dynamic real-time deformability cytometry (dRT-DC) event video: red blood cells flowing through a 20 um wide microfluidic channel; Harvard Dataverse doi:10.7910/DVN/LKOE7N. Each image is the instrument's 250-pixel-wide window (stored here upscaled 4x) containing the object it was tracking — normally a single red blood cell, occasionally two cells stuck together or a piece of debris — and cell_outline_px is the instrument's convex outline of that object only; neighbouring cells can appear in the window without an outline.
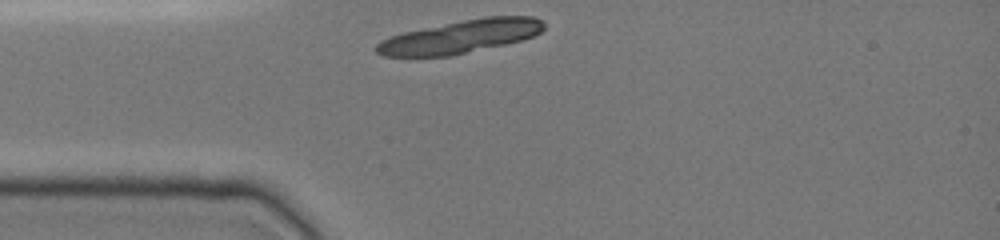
{"species": "common noctule bat (a hibernating species)", "species_latin": "Nyctalus noctula", "temperature_condition": "cold", "stored_images_in_passage": 29, "camera_frame_rate_fps": 3000, "um_per_image_px": 0.085, "animal": {"sex": "female", "body_mass_g": 19.0, "forearm_length_mm": 51.5}, "frame": {"image": 1, "passage_image": 1, "time_ms": 0.0, "image_size_px": [1000, 240], "cell_outline_px": [[544, 28], [540, 32], [532, 36], [520, 40], [504, 44], [448, 56], [384, 56], [376, 52], [372, 48], [380, 40], [404, 32], [484, 16], [532, 16], [544, 20]], "centroid_in_image_um": [39.14, 3.1], "position_along_channel_um": 45.9, "area_um2": 31.91}, "authors_computed_cell_mechanics": {"area_um2": 17.5134, "velocity_mm_per_s": 3.9368, "shape_relaxation_time_tau1_ms": 1.333, "shape_relaxation_time_tau2_ms": null, "deformation_change_tau1": 0.2639, "deformation_change_tau2": null}}